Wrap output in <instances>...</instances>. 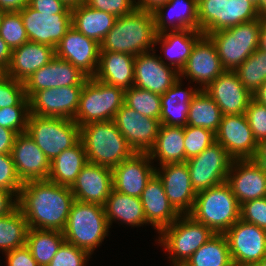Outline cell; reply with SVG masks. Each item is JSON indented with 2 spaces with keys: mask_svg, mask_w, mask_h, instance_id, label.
I'll return each instance as SVG.
<instances>
[{
  "mask_svg": "<svg viewBox=\"0 0 266 266\" xmlns=\"http://www.w3.org/2000/svg\"><path fill=\"white\" fill-rule=\"evenodd\" d=\"M182 86V79L179 78L161 95V124L180 127L187 125L189 105L200 89L195 85L186 89H182Z\"/></svg>",
  "mask_w": 266,
  "mask_h": 266,
  "instance_id": "obj_32",
  "label": "cell"
},
{
  "mask_svg": "<svg viewBox=\"0 0 266 266\" xmlns=\"http://www.w3.org/2000/svg\"><path fill=\"white\" fill-rule=\"evenodd\" d=\"M170 0H135L136 8L153 13Z\"/></svg>",
  "mask_w": 266,
  "mask_h": 266,
  "instance_id": "obj_56",
  "label": "cell"
},
{
  "mask_svg": "<svg viewBox=\"0 0 266 266\" xmlns=\"http://www.w3.org/2000/svg\"><path fill=\"white\" fill-rule=\"evenodd\" d=\"M4 14H5V12L0 9V25L2 23V19H3Z\"/></svg>",
  "mask_w": 266,
  "mask_h": 266,
  "instance_id": "obj_67",
  "label": "cell"
},
{
  "mask_svg": "<svg viewBox=\"0 0 266 266\" xmlns=\"http://www.w3.org/2000/svg\"><path fill=\"white\" fill-rule=\"evenodd\" d=\"M184 127L161 124L150 159L159 166L168 163H185ZM156 159V160H155Z\"/></svg>",
  "mask_w": 266,
  "mask_h": 266,
  "instance_id": "obj_36",
  "label": "cell"
},
{
  "mask_svg": "<svg viewBox=\"0 0 266 266\" xmlns=\"http://www.w3.org/2000/svg\"><path fill=\"white\" fill-rule=\"evenodd\" d=\"M127 144L134 152L148 153L155 144L161 122L144 116L125 103L113 119Z\"/></svg>",
  "mask_w": 266,
  "mask_h": 266,
  "instance_id": "obj_14",
  "label": "cell"
},
{
  "mask_svg": "<svg viewBox=\"0 0 266 266\" xmlns=\"http://www.w3.org/2000/svg\"><path fill=\"white\" fill-rule=\"evenodd\" d=\"M29 41L56 48L72 26L71 13H40L29 5L19 11Z\"/></svg>",
  "mask_w": 266,
  "mask_h": 266,
  "instance_id": "obj_16",
  "label": "cell"
},
{
  "mask_svg": "<svg viewBox=\"0 0 266 266\" xmlns=\"http://www.w3.org/2000/svg\"><path fill=\"white\" fill-rule=\"evenodd\" d=\"M12 50L0 37V71L5 72L11 60Z\"/></svg>",
  "mask_w": 266,
  "mask_h": 266,
  "instance_id": "obj_58",
  "label": "cell"
},
{
  "mask_svg": "<svg viewBox=\"0 0 266 266\" xmlns=\"http://www.w3.org/2000/svg\"><path fill=\"white\" fill-rule=\"evenodd\" d=\"M155 51L135 56L134 86L162 95L179 79V72L164 64Z\"/></svg>",
  "mask_w": 266,
  "mask_h": 266,
  "instance_id": "obj_21",
  "label": "cell"
},
{
  "mask_svg": "<svg viewBox=\"0 0 266 266\" xmlns=\"http://www.w3.org/2000/svg\"><path fill=\"white\" fill-rule=\"evenodd\" d=\"M0 37L11 50L29 40L19 11L5 12L0 25Z\"/></svg>",
  "mask_w": 266,
  "mask_h": 266,
  "instance_id": "obj_43",
  "label": "cell"
},
{
  "mask_svg": "<svg viewBox=\"0 0 266 266\" xmlns=\"http://www.w3.org/2000/svg\"><path fill=\"white\" fill-rule=\"evenodd\" d=\"M83 85H71L36 91L29 98L30 114L74 119Z\"/></svg>",
  "mask_w": 266,
  "mask_h": 266,
  "instance_id": "obj_13",
  "label": "cell"
},
{
  "mask_svg": "<svg viewBox=\"0 0 266 266\" xmlns=\"http://www.w3.org/2000/svg\"><path fill=\"white\" fill-rule=\"evenodd\" d=\"M237 266H257L256 264H243V265H237Z\"/></svg>",
  "mask_w": 266,
  "mask_h": 266,
  "instance_id": "obj_68",
  "label": "cell"
},
{
  "mask_svg": "<svg viewBox=\"0 0 266 266\" xmlns=\"http://www.w3.org/2000/svg\"><path fill=\"white\" fill-rule=\"evenodd\" d=\"M30 114L29 105H15L0 108V126L15 131L17 134L27 130Z\"/></svg>",
  "mask_w": 266,
  "mask_h": 266,
  "instance_id": "obj_46",
  "label": "cell"
},
{
  "mask_svg": "<svg viewBox=\"0 0 266 266\" xmlns=\"http://www.w3.org/2000/svg\"><path fill=\"white\" fill-rule=\"evenodd\" d=\"M204 34L199 30L167 31L157 34L155 46L160 44V51L165 59L159 55L164 64L174 67L178 72L185 66L195 43ZM168 60V62L166 61Z\"/></svg>",
  "mask_w": 266,
  "mask_h": 266,
  "instance_id": "obj_30",
  "label": "cell"
},
{
  "mask_svg": "<svg viewBox=\"0 0 266 266\" xmlns=\"http://www.w3.org/2000/svg\"><path fill=\"white\" fill-rule=\"evenodd\" d=\"M91 255L64 241L47 266H86Z\"/></svg>",
  "mask_w": 266,
  "mask_h": 266,
  "instance_id": "obj_47",
  "label": "cell"
},
{
  "mask_svg": "<svg viewBox=\"0 0 266 266\" xmlns=\"http://www.w3.org/2000/svg\"><path fill=\"white\" fill-rule=\"evenodd\" d=\"M28 5L40 13H71V8L61 0H30Z\"/></svg>",
  "mask_w": 266,
  "mask_h": 266,
  "instance_id": "obj_53",
  "label": "cell"
},
{
  "mask_svg": "<svg viewBox=\"0 0 266 266\" xmlns=\"http://www.w3.org/2000/svg\"><path fill=\"white\" fill-rule=\"evenodd\" d=\"M171 266H190L186 261H170Z\"/></svg>",
  "mask_w": 266,
  "mask_h": 266,
  "instance_id": "obj_64",
  "label": "cell"
},
{
  "mask_svg": "<svg viewBox=\"0 0 266 266\" xmlns=\"http://www.w3.org/2000/svg\"><path fill=\"white\" fill-rule=\"evenodd\" d=\"M232 261L257 264L266 256V230L239 219L225 233Z\"/></svg>",
  "mask_w": 266,
  "mask_h": 266,
  "instance_id": "obj_12",
  "label": "cell"
},
{
  "mask_svg": "<svg viewBox=\"0 0 266 266\" xmlns=\"http://www.w3.org/2000/svg\"><path fill=\"white\" fill-rule=\"evenodd\" d=\"M88 78L79 68L55 56L24 82L26 97L43 89L84 85Z\"/></svg>",
  "mask_w": 266,
  "mask_h": 266,
  "instance_id": "obj_22",
  "label": "cell"
},
{
  "mask_svg": "<svg viewBox=\"0 0 266 266\" xmlns=\"http://www.w3.org/2000/svg\"><path fill=\"white\" fill-rule=\"evenodd\" d=\"M153 16L157 34L199 30L198 4L194 0H170L154 11Z\"/></svg>",
  "mask_w": 266,
  "mask_h": 266,
  "instance_id": "obj_29",
  "label": "cell"
},
{
  "mask_svg": "<svg viewBox=\"0 0 266 266\" xmlns=\"http://www.w3.org/2000/svg\"><path fill=\"white\" fill-rule=\"evenodd\" d=\"M226 183L239 205L266 197V170L252 159L233 160Z\"/></svg>",
  "mask_w": 266,
  "mask_h": 266,
  "instance_id": "obj_24",
  "label": "cell"
},
{
  "mask_svg": "<svg viewBox=\"0 0 266 266\" xmlns=\"http://www.w3.org/2000/svg\"><path fill=\"white\" fill-rule=\"evenodd\" d=\"M245 115L252 130L254 139L258 142L266 138V106L253 98L249 102Z\"/></svg>",
  "mask_w": 266,
  "mask_h": 266,
  "instance_id": "obj_50",
  "label": "cell"
},
{
  "mask_svg": "<svg viewBox=\"0 0 266 266\" xmlns=\"http://www.w3.org/2000/svg\"><path fill=\"white\" fill-rule=\"evenodd\" d=\"M156 35L153 13L136 8L132 13L116 18L113 28L100 43V51L137 56L156 48Z\"/></svg>",
  "mask_w": 266,
  "mask_h": 266,
  "instance_id": "obj_2",
  "label": "cell"
},
{
  "mask_svg": "<svg viewBox=\"0 0 266 266\" xmlns=\"http://www.w3.org/2000/svg\"><path fill=\"white\" fill-rule=\"evenodd\" d=\"M7 266H39L30 249L25 245L4 253Z\"/></svg>",
  "mask_w": 266,
  "mask_h": 266,
  "instance_id": "obj_52",
  "label": "cell"
},
{
  "mask_svg": "<svg viewBox=\"0 0 266 266\" xmlns=\"http://www.w3.org/2000/svg\"><path fill=\"white\" fill-rule=\"evenodd\" d=\"M257 266H266V256L256 264Z\"/></svg>",
  "mask_w": 266,
  "mask_h": 266,
  "instance_id": "obj_65",
  "label": "cell"
},
{
  "mask_svg": "<svg viewBox=\"0 0 266 266\" xmlns=\"http://www.w3.org/2000/svg\"><path fill=\"white\" fill-rule=\"evenodd\" d=\"M222 116L219 106L211 96L205 90H199L189 105L187 125L206 128L216 133Z\"/></svg>",
  "mask_w": 266,
  "mask_h": 266,
  "instance_id": "obj_37",
  "label": "cell"
},
{
  "mask_svg": "<svg viewBox=\"0 0 266 266\" xmlns=\"http://www.w3.org/2000/svg\"><path fill=\"white\" fill-rule=\"evenodd\" d=\"M147 225H151L158 234L171 225L180 214L170 204L159 177L155 174L147 183L140 196Z\"/></svg>",
  "mask_w": 266,
  "mask_h": 266,
  "instance_id": "obj_28",
  "label": "cell"
},
{
  "mask_svg": "<svg viewBox=\"0 0 266 266\" xmlns=\"http://www.w3.org/2000/svg\"><path fill=\"white\" fill-rule=\"evenodd\" d=\"M17 133L0 126V154H11Z\"/></svg>",
  "mask_w": 266,
  "mask_h": 266,
  "instance_id": "obj_55",
  "label": "cell"
},
{
  "mask_svg": "<svg viewBox=\"0 0 266 266\" xmlns=\"http://www.w3.org/2000/svg\"><path fill=\"white\" fill-rule=\"evenodd\" d=\"M148 153L134 152L112 169L113 189L140 198L147 183L156 174Z\"/></svg>",
  "mask_w": 266,
  "mask_h": 266,
  "instance_id": "obj_18",
  "label": "cell"
},
{
  "mask_svg": "<svg viewBox=\"0 0 266 266\" xmlns=\"http://www.w3.org/2000/svg\"><path fill=\"white\" fill-rule=\"evenodd\" d=\"M215 233L203 223L197 222L189 214L180 215L171 225L160 233L157 243L164 247L169 261L187 259Z\"/></svg>",
  "mask_w": 266,
  "mask_h": 266,
  "instance_id": "obj_9",
  "label": "cell"
},
{
  "mask_svg": "<svg viewBox=\"0 0 266 266\" xmlns=\"http://www.w3.org/2000/svg\"><path fill=\"white\" fill-rule=\"evenodd\" d=\"M64 241L62 231L29 228L26 246L39 266H47Z\"/></svg>",
  "mask_w": 266,
  "mask_h": 266,
  "instance_id": "obj_38",
  "label": "cell"
},
{
  "mask_svg": "<svg viewBox=\"0 0 266 266\" xmlns=\"http://www.w3.org/2000/svg\"><path fill=\"white\" fill-rule=\"evenodd\" d=\"M22 186L11 154H0V188L11 191L18 197Z\"/></svg>",
  "mask_w": 266,
  "mask_h": 266,
  "instance_id": "obj_49",
  "label": "cell"
},
{
  "mask_svg": "<svg viewBox=\"0 0 266 266\" xmlns=\"http://www.w3.org/2000/svg\"><path fill=\"white\" fill-rule=\"evenodd\" d=\"M109 228L103 205L75 200L62 232L66 242L92 255L109 235Z\"/></svg>",
  "mask_w": 266,
  "mask_h": 266,
  "instance_id": "obj_4",
  "label": "cell"
},
{
  "mask_svg": "<svg viewBox=\"0 0 266 266\" xmlns=\"http://www.w3.org/2000/svg\"><path fill=\"white\" fill-rule=\"evenodd\" d=\"M234 72L253 95L266 81V52L257 49Z\"/></svg>",
  "mask_w": 266,
  "mask_h": 266,
  "instance_id": "obj_41",
  "label": "cell"
},
{
  "mask_svg": "<svg viewBox=\"0 0 266 266\" xmlns=\"http://www.w3.org/2000/svg\"><path fill=\"white\" fill-rule=\"evenodd\" d=\"M30 0H0V9L4 12H16L29 4Z\"/></svg>",
  "mask_w": 266,
  "mask_h": 266,
  "instance_id": "obj_57",
  "label": "cell"
},
{
  "mask_svg": "<svg viewBox=\"0 0 266 266\" xmlns=\"http://www.w3.org/2000/svg\"><path fill=\"white\" fill-rule=\"evenodd\" d=\"M80 140L89 163L111 169L134 153L113 120L81 126Z\"/></svg>",
  "mask_w": 266,
  "mask_h": 266,
  "instance_id": "obj_3",
  "label": "cell"
},
{
  "mask_svg": "<svg viewBox=\"0 0 266 266\" xmlns=\"http://www.w3.org/2000/svg\"><path fill=\"white\" fill-rule=\"evenodd\" d=\"M190 266H228L231 262L225 234H215L186 261Z\"/></svg>",
  "mask_w": 266,
  "mask_h": 266,
  "instance_id": "obj_39",
  "label": "cell"
},
{
  "mask_svg": "<svg viewBox=\"0 0 266 266\" xmlns=\"http://www.w3.org/2000/svg\"><path fill=\"white\" fill-rule=\"evenodd\" d=\"M250 2H252L258 9V12H259V0H248Z\"/></svg>",
  "mask_w": 266,
  "mask_h": 266,
  "instance_id": "obj_66",
  "label": "cell"
},
{
  "mask_svg": "<svg viewBox=\"0 0 266 266\" xmlns=\"http://www.w3.org/2000/svg\"><path fill=\"white\" fill-rule=\"evenodd\" d=\"M124 103L144 116L160 120V94L132 86L125 90Z\"/></svg>",
  "mask_w": 266,
  "mask_h": 266,
  "instance_id": "obj_42",
  "label": "cell"
},
{
  "mask_svg": "<svg viewBox=\"0 0 266 266\" xmlns=\"http://www.w3.org/2000/svg\"><path fill=\"white\" fill-rule=\"evenodd\" d=\"M18 206V197L11 191L0 188V217L10 214Z\"/></svg>",
  "mask_w": 266,
  "mask_h": 266,
  "instance_id": "obj_54",
  "label": "cell"
},
{
  "mask_svg": "<svg viewBox=\"0 0 266 266\" xmlns=\"http://www.w3.org/2000/svg\"><path fill=\"white\" fill-rule=\"evenodd\" d=\"M215 136L234 160L252 159L255 155L257 141L245 114L223 115Z\"/></svg>",
  "mask_w": 266,
  "mask_h": 266,
  "instance_id": "obj_17",
  "label": "cell"
},
{
  "mask_svg": "<svg viewBox=\"0 0 266 266\" xmlns=\"http://www.w3.org/2000/svg\"><path fill=\"white\" fill-rule=\"evenodd\" d=\"M253 99L266 106V81L252 95Z\"/></svg>",
  "mask_w": 266,
  "mask_h": 266,
  "instance_id": "obj_60",
  "label": "cell"
},
{
  "mask_svg": "<svg viewBox=\"0 0 266 266\" xmlns=\"http://www.w3.org/2000/svg\"><path fill=\"white\" fill-rule=\"evenodd\" d=\"M225 71L212 40L203 35L194 45L185 66L179 72V78H187L205 90Z\"/></svg>",
  "mask_w": 266,
  "mask_h": 266,
  "instance_id": "obj_15",
  "label": "cell"
},
{
  "mask_svg": "<svg viewBox=\"0 0 266 266\" xmlns=\"http://www.w3.org/2000/svg\"><path fill=\"white\" fill-rule=\"evenodd\" d=\"M252 160L266 170V138L257 142V149Z\"/></svg>",
  "mask_w": 266,
  "mask_h": 266,
  "instance_id": "obj_59",
  "label": "cell"
},
{
  "mask_svg": "<svg viewBox=\"0 0 266 266\" xmlns=\"http://www.w3.org/2000/svg\"><path fill=\"white\" fill-rule=\"evenodd\" d=\"M258 49L263 52H266V18L265 17H263V22L261 24Z\"/></svg>",
  "mask_w": 266,
  "mask_h": 266,
  "instance_id": "obj_61",
  "label": "cell"
},
{
  "mask_svg": "<svg viewBox=\"0 0 266 266\" xmlns=\"http://www.w3.org/2000/svg\"><path fill=\"white\" fill-rule=\"evenodd\" d=\"M135 56L128 53L100 51L95 78L124 90L134 86Z\"/></svg>",
  "mask_w": 266,
  "mask_h": 266,
  "instance_id": "obj_31",
  "label": "cell"
},
{
  "mask_svg": "<svg viewBox=\"0 0 266 266\" xmlns=\"http://www.w3.org/2000/svg\"><path fill=\"white\" fill-rule=\"evenodd\" d=\"M11 156L23 184L48 179L50 160L26 132L15 137Z\"/></svg>",
  "mask_w": 266,
  "mask_h": 266,
  "instance_id": "obj_23",
  "label": "cell"
},
{
  "mask_svg": "<svg viewBox=\"0 0 266 266\" xmlns=\"http://www.w3.org/2000/svg\"><path fill=\"white\" fill-rule=\"evenodd\" d=\"M55 56L54 47L28 40L12 50L9 66L4 73L15 80L25 82Z\"/></svg>",
  "mask_w": 266,
  "mask_h": 266,
  "instance_id": "obj_27",
  "label": "cell"
},
{
  "mask_svg": "<svg viewBox=\"0 0 266 266\" xmlns=\"http://www.w3.org/2000/svg\"><path fill=\"white\" fill-rule=\"evenodd\" d=\"M15 105H29L24 82L15 80L2 72L0 74V108Z\"/></svg>",
  "mask_w": 266,
  "mask_h": 266,
  "instance_id": "obj_45",
  "label": "cell"
},
{
  "mask_svg": "<svg viewBox=\"0 0 266 266\" xmlns=\"http://www.w3.org/2000/svg\"><path fill=\"white\" fill-rule=\"evenodd\" d=\"M116 18L110 13L94 9L85 3L71 8L72 26L99 44L113 28Z\"/></svg>",
  "mask_w": 266,
  "mask_h": 266,
  "instance_id": "obj_34",
  "label": "cell"
},
{
  "mask_svg": "<svg viewBox=\"0 0 266 266\" xmlns=\"http://www.w3.org/2000/svg\"><path fill=\"white\" fill-rule=\"evenodd\" d=\"M103 206L110 228L114 221L131 227L147 224L143 205L138 197L125 195L112 189Z\"/></svg>",
  "mask_w": 266,
  "mask_h": 266,
  "instance_id": "obj_33",
  "label": "cell"
},
{
  "mask_svg": "<svg viewBox=\"0 0 266 266\" xmlns=\"http://www.w3.org/2000/svg\"><path fill=\"white\" fill-rule=\"evenodd\" d=\"M259 13L266 18V0H259Z\"/></svg>",
  "mask_w": 266,
  "mask_h": 266,
  "instance_id": "obj_63",
  "label": "cell"
},
{
  "mask_svg": "<svg viewBox=\"0 0 266 266\" xmlns=\"http://www.w3.org/2000/svg\"><path fill=\"white\" fill-rule=\"evenodd\" d=\"M260 17L248 0H203L198 4L199 31L206 36Z\"/></svg>",
  "mask_w": 266,
  "mask_h": 266,
  "instance_id": "obj_10",
  "label": "cell"
},
{
  "mask_svg": "<svg viewBox=\"0 0 266 266\" xmlns=\"http://www.w3.org/2000/svg\"><path fill=\"white\" fill-rule=\"evenodd\" d=\"M28 224L18 206L8 215L0 217V251L21 248L26 245Z\"/></svg>",
  "mask_w": 266,
  "mask_h": 266,
  "instance_id": "obj_40",
  "label": "cell"
},
{
  "mask_svg": "<svg viewBox=\"0 0 266 266\" xmlns=\"http://www.w3.org/2000/svg\"><path fill=\"white\" fill-rule=\"evenodd\" d=\"M26 133L50 162L80 140V126L72 119L29 114Z\"/></svg>",
  "mask_w": 266,
  "mask_h": 266,
  "instance_id": "obj_8",
  "label": "cell"
},
{
  "mask_svg": "<svg viewBox=\"0 0 266 266\" xmlns=\"http://www.w3.org/2000/svg\"><path fill=\"white\" fill-rule=\"evenodd\" d=\"M88 6L120 17L136 9L135 0H85Z\"/></svg>",
  "mask_w": 266,
  "mask_h": 266,
  "instance_id": "obj_51",
  "label": "cell"
},
{
  "mask_svg": "<svg viewBox=\"0 0 266 266\" xmlns=\"http://www.w3.org/2000/svg\"><path fill=\"white\" fill-rule=\"evenodd\" d=\"M156 175L162 181L165 194L174 209L180 215L189 214L197 193L191 185L186 162L156 166Z\"/></svg>",
  "mask_w": 266,
  "mask_h": 266,
  "instance_id": "obj_20",
  "label": "cell"
},
{
  "mask_svg": "<svg viewBox=\"0 0 266 266\" xmlns=\"http://www.w3.org/2000/svg\"><path fill=\"white\" fill-rule=\"evenodd\" d=\"M70 189L76 201L104 205L113 189L112 169L88 162Z\"/></svg>",
  "mask_w": 266,
  "mask_h": 266,
  "instance_id": "obj_25",
  "label": "cell"
},
{
  "mask_svg": "<svg viewBox=\"0 0 266 266\" xmlns=\"http://www.w3.org/2000/svg\"><path fill=\"white\" fill-rule=\"evenodd\" d=\"M228 266H236V264L232 261Z\"/></svg>",
  "mask_w": 266,
  "mask_h": 266,
  "instance_id": "obj_69",
  "label": "cell"
},
{
  "mask_svg": "<svg viewBox=\"0 0 266 266\" xmlns=\"http://www.w3.org/2000/svg\"><path fill=\"white\" fill-rule=\"evenodd\" d=\"M75 201L70 187L49 180L25 182L18 195V208L29 228L63 231Z\"/></svg>",
  "mask_w": 266,
  "mask_h": 266,
  "instance_id": "obj_1",
  "label": "cell"
},
{
  "mask_svg": "<svg viewBox=\"0 0 266 266\" xmlns=\"http://www.w3.org/2000/svg\"><path fill=\"white\" fill-rule=\"evenodd\" d=\"M88 163L84 145L79 140L50 162L49 181L71 187L82 168Z\"/></svg>",
  "mask_w": 266,
  "mask_h": 266,
  "instance_id": "obj_35",
  "label": "cell"
},
{
  "mask_svg": "<svg viewBox=\"0 0 266 266\" xmlns=\"http://www.w3.org/2000/svg\"><path fill=\"white\" fill-rule=\"evenodd\" d=\"M233 160L218 142L188 159L186 164L196 193L226 182Z\"/></svg>",
  "mask_w": 266,
  "mask_h": 266,
  "instance_id": "obj_11",
  "label": "cell"
},
{
  "mask_svg": "<svg viewBox=\"0 0 266 266\" xmlns=\"http://www.w3.org/2000/svg\"><path fill=\"white\" fill-rule=\"evenodd\" d=\"M61 1H63L70 8L76 7L77 5L85 2V0H61Z\"/></svg>",
  "mask_w": 266,
  "mask_h": 266,
  "instance_id": "obj_62",
  "label": "cell"
},
{
  "mask_svg": "<svg viewBox=\"0 0 266 266\" xmlns=\"http://www.w3.org/2000/svg\"><path fill=\"white\" fill-rule=\"evenodd\" d=\"M189 215L215 234H224L240 219V205L230 186L224 182L197 192Z\"/></svg>",
  "mask_w": 266,
  "mask_h": 266,
  "instance_id": "obj_5",
  "label": "cell"
},
{
  "mask_svg": "<svg viewBox=\"0 0 266 266\" xmlns=\"http://www.w3.org/2000/svg\"><path fill=\"white\" fill-rule=\"evenodd\" d=\"M56 57L70 62L88 77H94L100 57V44L71 26L57 47Z\"/></svg>",
  "mask_w": 266,
  "mask_h": 266,
  "instance_id": "obj_19",
  "label": "cell"
},
{
  "mask_svg": "<svg viewBox=\"0 0 266 266\" xmlns=\"http://www.w3.org/2000/svg\"><path fill=\"white\" fill-rule=\"evenodd\" d=\"M184 135L185 162L216 142L215 133L202 127L186 125Z\"/></svg>",
  "mask_w": 266,
  "mask_h": 266,
  "instance_id": "obj_44",
  "label": "cell"
},
{
  "mask_svg": "<svg viewBox=\"0 0 266 266\" xmlns=\"http://www.w3.org/2000/svg\"><path fill=\"white\" fill-rule=\"evenodd\" d=\"M240 219L266 230V197L242 203L240 205Z\"/></svg>",
  "mask_w": 266,
  "mask_h": 266,
  "instance_id": "obj_48",
  "label": "cell"
},
{
  "mask_svg": "<svg viewBox=\"0 0 266 266\" xmlns=\"http://www.w3.org/2000/svg\"><path fill=\"white\" fill-rule=\"evenodd\" d=\"M124 101V89L89 77L83 85L73 120L80 127L93 122L111 121Z\"/></svg>",
  "mask_w": 266,
  "mask_h": 266,
  "instance_id": "obj_7",
  "label": "cell"
},
{
  "mask_svg": "<svg viewBox=\"0 0 266 266\" xmlns=\"http://www.w3.org/2000/svg\"><path fill=\"white\" fill-rule=\"evenodd\" d=\"M263 17L209 33L225 71H235L259 46Z\"/></svg>",
  "mask_w": 266,
  "mask_h": 266,
  "instance_id": "obj_6",
  "label": "cell"
},
{
  "mask_svg": "<svg viewBox=\"0 0 266 266\" xmlns=\"http://www.w3.org/2000/svg\"><path fill=\"white\" fill-rule=\"evenodd\" d=\"M205 91L217 103L223 115L245 114L253 98L234 71H224Z\"/></svg>",
  "mask_w": 266,
  "mask_h": 266,
  "instance_id": "obj_26",
  "label": "cell"
},
{
  "mask_svg": "<svg viewBox=\"0 0 266 266\" xmlns=\"http://www.w3.org/2000/svg\"><path fill=\"white\" fill-rule=\"evenodd\" d=\"M197 4L201 3L203 0H194Z\"/></svg>",
  "mask_w": 266,
  "mask_h": 266,
  "instance_id": "obj_70",
  "label": "cell"
}]
</instances>
